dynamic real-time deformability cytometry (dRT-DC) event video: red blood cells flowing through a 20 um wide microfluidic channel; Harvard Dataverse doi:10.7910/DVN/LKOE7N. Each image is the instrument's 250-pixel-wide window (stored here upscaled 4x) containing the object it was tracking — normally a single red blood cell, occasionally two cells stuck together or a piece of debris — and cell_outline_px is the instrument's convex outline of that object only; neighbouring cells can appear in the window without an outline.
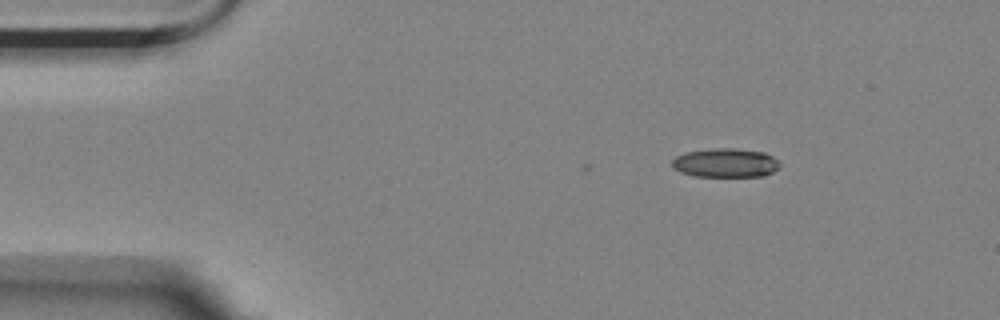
{"species": "Egyptian fruit bat (a non-hibernating species)", "species_latin": "Rousettus aegyptiacus", "temperature_condition": "room temperature", "stored_images_in_passage": 5, "camera_frame_rate_fps": 3000, "um_per_image_px": 0.085, "animal": {"sex": "female"}, "frame": {"image": 1, "passage_image": 2, "time_ms": 0.333, "image_size_px": [1000, 320], "cell_outline_px": [[780, 168], [764, 176], [696, 176], [680, 172], [672, 168], [672, 160], [676, 156], [684, 152], [712, 148], [732, 148], [764, 152], [772, 156], [780, 164]], "centroid_in_image_um": [61.65, 13.84], "position_along_channel_um": 23.4, "area_um2": 18.26}}
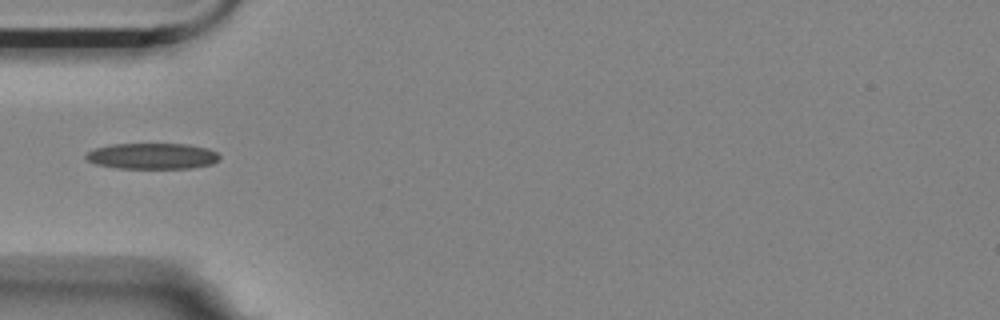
{"frame": {"image": 2, "passage_image": 5, "time_ms": 1.333, "image_size_px": [1000, 320], "cell_outline_px": [[220, 160], [212, 164], [192, 168], [116, 168], [96, 164], [88, 160], [84, 156], [88, 152], [96, 148], [112, 144], [188, 144], [208, 148], [216, 152], [220, 156]], "centroid_in_image_um": [12.98, 13.27], "position_along_channel_um": 72.0, "area_um2": 20.23}}